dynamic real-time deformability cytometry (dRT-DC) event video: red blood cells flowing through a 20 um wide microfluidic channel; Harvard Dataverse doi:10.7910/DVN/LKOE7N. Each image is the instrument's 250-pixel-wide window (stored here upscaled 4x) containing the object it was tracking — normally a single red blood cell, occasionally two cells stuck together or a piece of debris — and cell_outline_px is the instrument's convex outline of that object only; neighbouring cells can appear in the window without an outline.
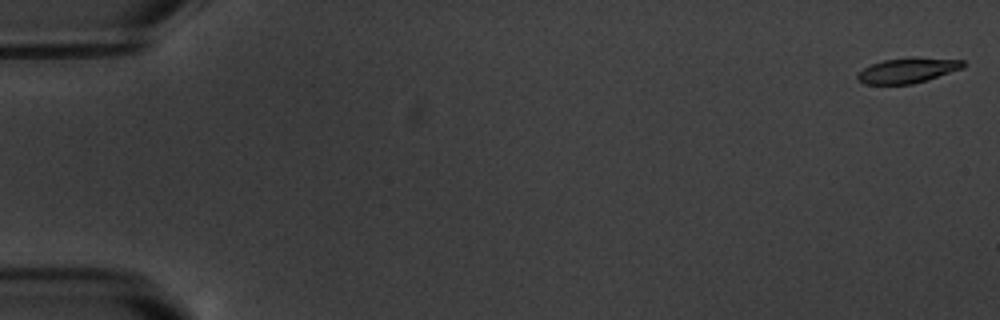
{"species": "common noctule bat (a hibernating species)", "species_latin": "Nyctalus noctula", "temperature_condition": "warm", "stored_images_in_passage": 7, "camera_frame_rate_fps": 3000, "um_per_image_px": 0.085, "animal": {"sex": "male", "body_mass_g": 20.1, "forearm_length_mm": 53.5}, "frame": {"image": 1, "passage_image": 1, "time_ms": 0.0, "image_size_px": [1000, 320], "cell_outline_px": [[968, 64], [964, 68], [928, 80], [912, 84], [864, 84], [856, 76], [864, 68], [872, 64], [884, 60], [916, 56], [964, 60]], "centroid_in_image_um": [77.25, 5.97], "position_along_channel_um": 7.8, "area_um2": 15.72}}
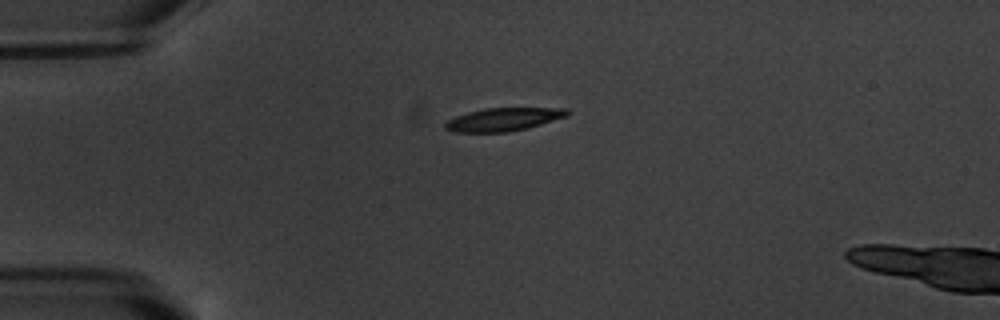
{"frame": {"image": 2, "passage_image": 5, "time_ms": 4.667, "image_size_px": [1000, 320], "cell_outline_px": [[572, 112], [568, 116], [540, 124], [508, 132], [452, 132], [444, 128], [444, 124], [448, 120], [456, 116], [468, 112], [484, 108], [568, 108]], "centroid_in_image_um": [42.8, 10.14], "position_along_channel_um": 42.2, "area_um2": 16.42}}